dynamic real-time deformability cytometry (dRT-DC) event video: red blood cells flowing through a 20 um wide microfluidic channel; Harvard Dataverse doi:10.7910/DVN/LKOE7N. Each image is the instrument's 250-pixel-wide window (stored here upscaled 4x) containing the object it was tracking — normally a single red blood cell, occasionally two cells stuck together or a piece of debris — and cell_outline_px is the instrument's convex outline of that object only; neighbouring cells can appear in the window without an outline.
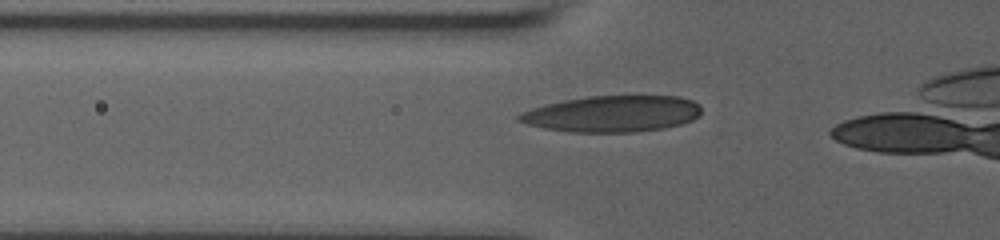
{"species": "human", "species_latin": "Homo sapiens", "temperature_condition": "room temperature", "stored_images_in_passage": 16, "camera_frame_rate_fps": 3000, "um_per_image_px": 0.085, "donor": {"sex": "male"}, "frame": {"image": 1, "passage_image": 10, "time_ms": 4.333, "image_size_px": [1000, 240], "cell_outline_px": [[700, 116], [692, 120], [680, 124], [664, 128], [636, 132], [568, 132], [544, 128], [528, 124], [516, 120], [516, 116], [520, 112], [544, 104], [564, 100], [588, 96], [680, 96], [692, 100], [700, 104]], "centroid_in_image_um": [52.04, 9.67], "position_along_channel_um": 73.8, "area_um2": 38.84}}
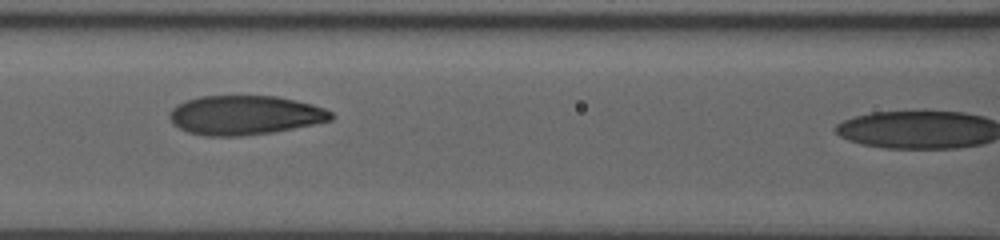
{"frame": {"image": 2, "passage_image": 14, "time_ms": 6.333, "image_size_px": [1000, 240], "cell_outline_px": [[336, 116], [332, 120], [272, 132], [240, 136], [204, 136], [188, 132], [172, 124], [168, 116], [168, 112], [176, 104], [200, 96], [276, 96], [312, 104], [324, 108], [332, 112]], "centroid_in_image_um": [20.78, 9.79], "position_along_channel_um": 145.8, "area_um2": 36.99}}